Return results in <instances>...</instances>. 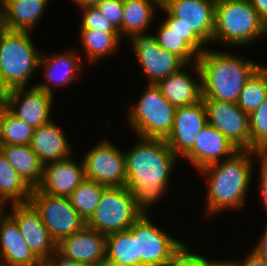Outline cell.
<instances>
[{
  "instance_id": "cell-11",
  "label": "cell",
  "mask_w": 267,
  "mask_h": 266,
  "mask_svg": "<svg viewBox=\"0 0 267 266\" xmlns=\"http://www.w3.org/2000/svg\"><path fill=\"white\" fill-rule=\"evenodd\" d=\"M108 140L101 141L82 159L86 178L107 187L126 186L125 155Z\"/></svg>"
},
{
  "instance_id": "cell-49",
  "label": "cell",
  "mask_w": 267,
  "mask_h": 266,
  "mask_svg": "<svg viewBox=\"0 0 267 266\" xmlns=\"http://www.w3.org/2000/svg\"><path fill=\"white\" fill-rule=\"evenodd\" d=\"M5 204H6L5 200L0 196V215L6 214V213H3L4 212L3 206H5Z\"/></svg>"
},
{
  "instance_id": "cell-4",
  "label": "cell",
  "mask_w": 267,
  "mask_h": 266,
  "mask_svg": "<svg viewBox=\"0 0 267 266\" xmlns=\"http://www.w3.org/2000/svg\"><path fill=\"white\" fill-rule=\"evenodd\" d=\"M267 35V24L248 0H216L213 42L245 45Z\"/></svg>"
},
{
  "instance_id": "cell-27",
  "label": "cell",
  "mask_w": 267,
  "mask_h": 266,
  "mask_svg": "<svg viewBox=\"0 0 267 266\" xmlns=\"http://www.w3.org/2000/svg\"><path fill=\"white\" fill-rule=\"evenodd\" d=\"M105 263L110 266H137V239L129 230L106 235Z\"/></svg>"
},
{
  "instance_id": "cell-52",
  "label": "cell",
  "mask_w": 267,
  "mask_h": 266,
  "mask_svg": "<svg viewBox=\"0 0 267 266\" xmlns=\"http://www.w3.org/2000/svg\"><path fill=\"white\" fill-rule=\"evenodd\" d=\"M5 217V214L4 215H0V223L2 221V219Z\"/></svg>"
},
{
  "instance_id": "cell-39",
  "label": "cell",
  "mask_w": 267,
  "mask_h": 266,
  "mask_svg": "<svg viewBox=\"0 0 267 266\" xmlns=\"http://www.w3.org/2000/svg\"><path fill=\"white\" fill-rule=\"evenodd\" d=\"M44 266H94V265L65 258V257L61 256L58 252H56L44 264Z\"/></svg>"
},
{
  "instance_id": "cell-15",
  "label": "cell",
  "mask_w": 267,
  "mask_h": 266,
  "mask_svg": "<svg viewBox=\"0 0 267 266\" xmlns=\"http://www.w3.org/2000/svg\"><path fill=\"white\" fill-rule=\"evenodd\" d=\"M53 99L52 95L34 85L27 91L26 87L10 89L3 103L15 117L38 128L51 121Z\"/></svg>"
},
{
  "instance_id": "cell-32",
  "label": "cell",
  "mask_w": 267,
  "mask_h": 266,
  "mask_svg": "<svg viewBox=\"0 0 267 266\" xmlns=\"http://www.w3.org/2000/svg\"><path fill=\"white\" fill-rule=\"evenodd\" d=\"M157 43L167 51L177 55L186 65L191 61L196 63L199 54L182 39V36L170 29L164 22L159 26L156 32ZM189 62V63H188Z\"/></svg>"
},
{
  "instance_id": "cell-9",
  "label": "cell",
  "mask_w": 267,
  "mask_h": 266,
  "mask_svg": "<svg viewBox=\"0 0 267 266\" xmlns=\"http://www.w3.org/2000/svg\"><path fill=\"white\" fill-rule=\"evenodd\" d=\"M142 214L128 229L137 239V266H165L186 244Z\"/></svg>"
},
{
  "instance_id": "cell-8",
  "label": "cell",
  "mask_w": 267,
  "mask_h": 266,
  "mask_svg": "<svg viewBox=\"0 0 267 266\" xmlns=\"http://www.w3.org/2000/svg\"><path fill=\"white\" fill-rule=\"evenodd\" d=\"M29 203L56 243L87 225L85 219L72 206L69 197L53 196L32 188Z\"/></svg>"
},
{
  "instance_id": "cell-37",
  "label": "cell",
  "mask_w": 267,
  "mask_h": 266,
  "mask_svg": "<svg viewBox=\"0 0 267 266\" xmlns=\"http://www.w3.org/2000/svg\"><path fill=\"white\" fill-rule=\"evenodd\" d=\"M186 41L199 55L206 50V43L189 27L181 23H165Z\"/></svg>"
},
{
  "instance_id": "cell-28",
  "label": "cell",
  "mask_w": 267,
  "mask_h": 266,
  "mask_svg": "<svg viewBox=\"0 0 267 266\" xmlns=\"http://www.w3.org/2000/svg\"><path fill=\"white\" fill-rule=\"evenodd\" d=\"M32 188L15 171L0 151V196L10 204L29 203Z\"/></svg>"
},
{
  "instance_id": "cell-23",
  "label": "cell",
  "mask_w": 267,
  "mask_h": 266,
  "mask_svg": "<svg viewBox=\"0 0 267 266\" xmlns=\"http://www.w3.org/2000/svg\"><path fill=\"white\" fill-rule=\"evenodd\" d=\"M51 55L52 56L41 55L39 61V68L40 65L45 67V77L50 84L48 82L38 83L35 86L53 96L54 92L51 83H53V86H60L61 84L64 85L72 82L76 76H79V73L81 74L82 63L77 54H74L72 51L54 56L53 54Z\"/></svg>"
},
{
  "instance_id": "cell-29",
  "label": "cell",
  "mask_w": 267,
  "mask_h": 266,
  "mask_svg": "<svg viewBox=\"0 0 267 266\" xmlns=\"http://www.w3.org/2000/svg\"><path fill=\"white\" fill-rule=\"evenodd\" d=\"M81 43L86 58L89 62H96L101 58H105L115 53L119 48L120 39L119 32H105L97 30H80ZM115 51V52H114Z\"/></svg>"
},
{
  "instance_id": "cell-42",
  "label": "cell",
  "mask_w": 267,
  "mask_h": 266,
  "mask_svg": "<svg viewBox=\"0 0 267 266\" xmlns=\"http://www.w3.org/2000/svg\"><path fill=\"white\" fill-rule=\"evenodd\" d=\"M258 12L260 18L267 24V0H248Z\"/></svg>"
},
{
  "instance_id": "cell-50",
  "label": "cell",
  "mask_w": 267,
  "mask_h": 266,
  "mask_svg": "<svg viewBox=\"0 0 267 266\" xmlns=\"http://www.w3.org/2000/svg\"><path fill=\"white\" fill-rule=\"evenodd\" d=\"M4 2H5V0H0V10L3 9Z\"/></svg>"
},
{
  "instance_id": "cell-53",
  "label": "cell",
  "mask_w": 267,
  "mask_h": 266,
  "mask_svg": "<svg viewBox=\"0 0 267 266\" xmlns=\"http://www.w3.org/2000/svg\"><path fill=\"white\" fill-rule=\"evenodd\" d=\"M97 266H110V265H108V264L104 263V264L97 265Z\"/></svg>"
},
{
  "instance_id": "cell-43",
  "label": "cell",
  "mask_w": 267,
  "mask_h": 266,
  "mask_svg": "<svg viewBox=\"0 0 267 266\" xmlns=\"http://www.w3.org/2000/svg\"><path fill=\"white\" fill-rule=\"evenodd\" d=\"M259 242L253 248L267 263V226Z\"/></svg>"
},
{
  "instance_id": "cell-18",
  "label": "cell",
  "mask_w": 267,
  "mask_h": 266,
  "mask_svg": "<svg viewBox=\"0 0 267 266\" xmlns=\"http://www.w3.org/2000/svg\"><path fill=\"white\" fill-rule=\"evenodd\" d=\"M85 179L83 161L78 165L69 157L45 164L37 189L53 196L69 197Z\"/></svg>"
},
{
  "instance_id": "cell-22",
  "label": "cell",
  "mask_w": 267,
  "mask_h": 266,
  "mask_svg": "<svg viewBox=\"0 0 267 266\" xmlns=\"http://www.w3.org/2000/svg\"><path fill=\"white\" fill-rule=\"evenodd\" d=\"M68 143L65 133L51 120L35 128L30 147L45 165L69 158L72 150Z\"/></svg>"
},
{
  "instance_id": "cell-17",
  "label": "cell",
  "mask_w": 267,
  "mask_h": 266,
  "mask_svg": "<svg viewBox=\"0 0 267 266\" xmlns=\"http://www.w3.org/2000/svg\"><path fill=\"white\" fill-rule=\"evenodd\" d=\"M57 252L68 259L97 266L106 262V235L87 225L57 243Z\"/></svg>"
},
{
  "instance_id": "cell-2",
  "label": "cell",
  "mask_w": 267,
  "mask_h": 266,
  "mask_svg": "<svg viewBox=\"0 0 267 266\" xmlns=\"http://www.w3.org/2000/svg\"><path fill=\"white\" fill-rule=\"evenodd\" d=\"M260 158L262 153L239 150L232 157L208 165L201 170L208 178L207 209L214 215L224 209H239L246 200L252 179V156Z\"/></svg>"
},
{
  "instance_id": "cell-16",
  "label": "cell",
  "mask_w": 267,
  "mask_h": 266,
  "mask_svg": "<svg viewBox=\"0 0 267 266\" xmlns=\"http://www.w3.org/2000/svg\"><path fill=\"white\" fill-rule=\"evenodd\" d=\"M208 124L204 100L177 107L171 132L165 142L173 153L183 157L194 147L199 133Z\"/></svg>"
},
{
  "instance_id": "cell-24",
  "label": "cell",
  "mask_w": 267,
  "mask_h": 266,
  "mask_svg": "<svg viewBox=\"0 0 267 266\" xmlns=\"http://www.w3.org/2000/svg\"><path fill=\"white\" fill-rule=\"evenodd\" d=\"M49 0H5L3 15L5 28L32 31L42 17ZM34 27V28H33Z\"/></svg>"
},
{
  "instance_id": "cell-14",
  "label": "cell",
  "mask_w": 267,
  "mask_h": 266,
  "mask_svg": "<svg viewBox=\"0 0 267 266\" xmlns=\"http://www.w3.org/2000/svg\"><path fill=\"white\" fill-rule=\"evenodd\" d=\"M8 214L18 225L32 253L45 264L56 252L57 243L30 203L11 204Z\"/></svg>"
},
{
  "instance_id": "cell-6",
  "label": "cell",
  "mask_w": 267,
  "mask_h": 266,
  "mask_svg": "<svg viewBox=\"0 0 267 266\" xmlns=\"http://www.w3.org/2000/svg\"><path fill=\"white\" fill-rule=\"evenodd\" d=\"M140 99L129 110L130 126L142 138L166 139L172 130L176 107L156 84H147Z\"/></svg>"
},
{
  "instance_id": "cell-7",
  "label": "cell",
  "mask_w": 267,
  "mask_h": 266,
  "mask_svg": "<svg viewBox=\"0 0 267 266\" xmlns=\"http://www.w3.org/2000/svg\"><path fill=\"white\" fill-rule=\"evenodd\" d=\"M143 213L126 186L106 187L87 226L105 235L128 230Z\"/></svg>"
},
{
  "instance_id": "cell-33",
  "label": "cell",
  "mask_w": 267,
  "mask_h": 266,
  "mask_svg": "<svg viewBox=\"0 0 267 266\" xmlns=\"http://www.w3.org/2000/svg\"><path fill=\"white\" fill-rule=\"evenodd\" d=\"M35 128L15 117L5 106L2 115L3 145H30Z\"/></svg>"
},
{
  "instance_id": "cell-10",
  "label": "cell",
  "mask_w": 267,
  "mask_h": 266,
  "mask_svg": "<svg viewBox=\"0 0 267 266\" xmlns=\"http://www.w3.org/2000/svg\"><path fill=\"white\" fill-rule=\"evenodd\" d=\"M216 0H161L167 13L164 23H181L191 28L206 44L212 43Z\"/></svg>"
},
{
  "instance_id": "cell-13",
  "label": "cell",
  "mask_w": 267,
  "mask_h": 266,
  "mask_svg": "<svg viewBox=\"0 0 267 266\" xmlns=\"http://www.w3.org/2000/svg\"><path fill=\"white\" fill-rule=\"evenodd\" d=\"M208 124L219 130L239 150H250L249 115L237 103L204 100Z\"/></svg>"
},
{
  "instance_id": "cell-35",
  "label": "cell",
  "mask_w": 267,
  "mask_h": 266,
  "mask_svg": "<svg viewBox=\"0 0 267 266\" xmlns=\"http://www.w3.org/2000/svg\"><path fill=\"white\" fill-rule=\"evenodd\" d=\"M81 30H99L105 32H119L106 17L96 8V6H84Z\"/></svg>"
},
{
  "instance_id": "cell-40",
  "label": "cell",
  "mask_w": 267,
  "mask_h": 266,
  "mask_svg": "<svg viewBox=\"0 0 267 266\" xmlns=\"http://www.w3.org/2000/svg\"><path fill=\"white\" fill-rule=\"evenodd\" d=\"M261 161V174H260V185H261V190H260V194L263 197V201L265 206L267 207V154H262L260 156V160Z\"/></svg>"
},
{
  "instance_id": "cell-26",
  "label": "cell",
  "mask_w": 267,
  "mask_h": 266,
  "mask_svg": "<svg viewBox=\"0 0 267 266\" xmlns=\"http://www.w3.org/2000/svg\"><path fill=\"white\" fill-rule=\"evenodd\" d=\"M123 5L122 35L131 38L147 32L155 15L154 6L160 8L161 0H123Z\"/></svg>"
},
{
  "instance_id": "cell-25",
  "label": "cell",
  "mask_w": 267,
  "mask_h": 266,
  "mask_svg": "<svg viewBox=\"0 0 267 266\" xmlns=\"http://www.w3.org/2000/svg\"><path fill=\"white\" fill-rule=\"evenodd\" d=\"M20 177L37 188L43 176V164L30 145L6 144L0 150Z\"/></svg>"
},
{
  "instance_id": "cell-31",
  "label": "cell",
  "mask_w": 267,
  "mask_h": 266,
  "mask_svg": "<svg viewBox=\"0 0 267 266\" xmlns=\"http://www.w3.org/2000/svg\"><path fill=\"white\" fill-rule=\"evenodd\" d=\"M106 185L85 179L69 196L72 206L87 222L94 214Z\"/></svg>"
},
{
  "instance_id": "cell-45",
  "label": "cell",
  "mask_w": 267,
  "mask_h": 266,
  "mask_svg": "<svg viewBox=\"0 0 267 266\" xmlns=\"http://www.w3.org/2000/svg\"><path fill=\"white\" fill-rule=\"evenodd\" d=\"M72 1L78 4L79 7H84V6H94L98 2L103 0H72Z\"/></svg>"
},
{
  "instance_id": "cell-38",
  "label": "cell",
  "mask_w": 267,
  "mask_h": 266,
  "mask_svg": "<svg viewBox=\"0 0 267 266\" xmlns=\"http://www.w3.org/2000/svg\"><path fill=\"white\" fill-rule=\"evenodd\" d=\"M165 266H205V258L191 253L185 245Z\"/></svg>"
},
{
  "instance_id": "cell-19",
  "label": "cell",
  "mask_w": 267,
  "mask_h": 266,
  "mask_svg": "<svg viewBox=\"0 0 267 266\" xmlns=\"http://www.w3.org/2000/svg\"><path fill=\"white\" fill-rule=\"evenodd\" d=\"M237 151L239 149L219 130L207 124L199 133L194 147L184 157L199 171L208 165L232 157Z\"/></svg>"
},
{
  "instance_id": "cell-20",
  "label": "cell",
  "mask_w": 267,
  "mask_h": 266,
  "mask_svg": "<svg viewBox=\"0 0 267 266\" xmlns=\"http://www.w3.org/2000/svg\"><path fill=\"white\" fill-rule=\"evenodd\" d=\"M0 262L13 266H44L32 253L18 225L8 214L0 223Z\"/></svg>"
},
{
  "instance_id": "cell-36",
  "label": "cell",
  "mask_w": 267,
  "mask_h": 266,
  "mask_svg": "<svg viewBox=\"0 0 267 266\" xmlns=\"http://www.w3.org/2000/svg\"><path fill=\"white\" fill-rule=\"evenodd\" d=\"M96 8L119 31L122 36V19L124 14L123 0H103L98 2Z\"/></svg>"
},
{
  "instance_id": "cell-30",
  "label": "cell",
  "mask_w": 267,
  "mask_h": 266,
  "mask_svg": "<svg viewBox=\"0 0 267 266\" xmlns=\"http://www.w3.org/2000/svg\"><path fill=\"white\" fill-rule=\"evenodd\" d=\"M267 98V67L261 65L248 79L239 94L238 107L250 115Z\"/></svg>"
},
{
  "instance_id": "cell-47",
  "label": "cell",
  "mask_w": 267,
  "mask_h": 266,
  "mask_svg": "<svg viewBox=\"0 0 267 266\" xmlns=\"http://www.w3.org/2000/svg\"><path fill=\"white\" fill-rule=\"evenodd\" d=\"M8 91L9 90L4 86V84H3L2 80H1V77H0V102L4 101Z\"/></svg>"
},
{
  "instance_id": "cell-34",
  "label": "cell",
  "mask_w": 267,
  "mask_h": 266,
  "mask_svg": "<svg viewBox=\"0 0 267 266\" xmlns=\"http://www.w3.org/2000/svg\"><path fill=\"white\" fill-rule=\"evenodd\" d=\"M250 150L267 154V98L249 115Z\"/></svg>"
},
{
  "instance_id": "cell-51",
  "label": "cell",
  "mask_w": 267,
  "mask_h": 266,
  "mask_svg": "<svg viewBox=\"0 0 267 266\" xmlns=\"http://www.w3.org/2000/svg\"><path fill=\"white\" fill-rule=\"evenodd\" d=\"M0 266H13V265H10V264H6V263H3V262H0Z\"/></svg>"
},
{
  "instance_id": "cell-48",
  "label": "cell",
  "mask_w": 267,
  "mask_h": 266,
  "mask_svg": "<svg viewBox=\"0 0 267 266\" xmlns=\"http://www.w3.org/2000/svg\"><path fill=\"white\" fill-rule=\"evenodd\" d=\"M5 24H4V15H3V12L2 10H0V36H1V33L5 30Z\"/></svg>"
},
{
  "instance_id": "cell-41",
  "label": "cell",
  "mask_w": 267,
  "mask_h": 266,
  "mask_svg": "<svg viewBox=\"0 0 267 266\" xmlns=\"http://www.w3.org/2000/svg\"><path fill=\"white\" fill-rule=\"evenodd\" d=\"M233 263L234 266H267L265 260L254 249L243 261Z\"/></svg>"
},
{
  "instance_id": "cell-3",
  "label": "cell",
  "mask_w": 267,
  "mask_h": 266,
  "mask_svg": "<svg viewBox=\"0 0 267 266\" xmlns=\"http://www.w3.org/2000/svg\"><path fill=\"white\" fill-rule=\"evenodd\" d=\"M201 73L202 99L237 103L239 94L253 73L257 63L240 56L204 50L197 60Z\"/></svg>"
},
{
  "instance_id": "cell-44",
  "label": "cell",
  "mask_w": 267,
  "mask_h": 266,
  "mask_svg": "<svg viewBox=\"0 0 267 266\" xmlns=\"http://www.w3.org/2000/svg\"><path fill=\"white\" fill-rule=\"evenodd\" d=\"M205 266H234L233 260L231 261H222V260H216V261H211V259L205 258Z\"/></svg>"
},
{
  "instance_id": "cell-12",
  "label": "cell",
  "mask_w": 267,
  "mask_h": 266,
  "mask_svg": "<svg viewBox=\"0 0 267 266\" xmlns=\"http://www.w3.org/2000/svg\"><path fill=\"white\" fill-rule=\"evenodd\" d=\"M131 41L132 51L144 70L148 84H157L186 66L177 55L162 48L155 35L142 33L132 36Z\"/></svg>"
},
{
  "instance_id": "cell-1",
  "label": "cell",
  "mask_w": 267,
  "mask_h": 266,
  "mask_svg": "<svg viewBox=\"0 0 267 266\" xmlns=\"http://www.w3.org/2000/svg\"><path fill=\"white\" fill-rule=\"evenodd\" d=\"M139 139L137 145L124 153L126 187L130 189L137 208L146 214L150 205L165 193L178 157L164 139Z\"/></svg>"
},
{
  "instance_id": "cell-21",
  "label": "cell",
  "mask_w": 267,
  "mask_h": 266,
  "mask_svg": "<svg viewBox=\"0 0 267 266\" xmlns=\"http://www.w3.org/2000/svg\"><path fill=\"white\" fill-rule=\"evenodd\" d=\"M193 66L199 76L198 80L191 78L182 67L156 84L165 99L176 108L189 106L202 100L200 69L197 62Z\"/></svg>"
},
{
  "instance_id": "cell-5",
  "label": "cell",
  "mask_w": 267,
  "mask_h": 266,
  "mask_svg": "<svg viewBox=\"0 0 267 266\" xmlns=\"http://www.w3.org/2000/svg\"><path fill=\"white\" fill-rule=\"evenodd\" d=\"M29 32L5 29L1 33L0 77L8 90L26 87L29 78L39 68L41 55Z\"/></svg>"
},
{
  "instance_id": "cell-46",
  "label": "cell",
  "mask_w": 267,
  "mask_h": 266,
  "mask_svg": "<svg viewBox=\"0 0 267 266\" xmlns=\"http://www.w3.org/2000/svg\"><path fill=\"white\" fill-rule=\"evenodd\" d=\"M4 111H5V104L3 102H0V150H1V147L3 146V141H2V115H3Z\"/></svg>"
}]
</instances>
